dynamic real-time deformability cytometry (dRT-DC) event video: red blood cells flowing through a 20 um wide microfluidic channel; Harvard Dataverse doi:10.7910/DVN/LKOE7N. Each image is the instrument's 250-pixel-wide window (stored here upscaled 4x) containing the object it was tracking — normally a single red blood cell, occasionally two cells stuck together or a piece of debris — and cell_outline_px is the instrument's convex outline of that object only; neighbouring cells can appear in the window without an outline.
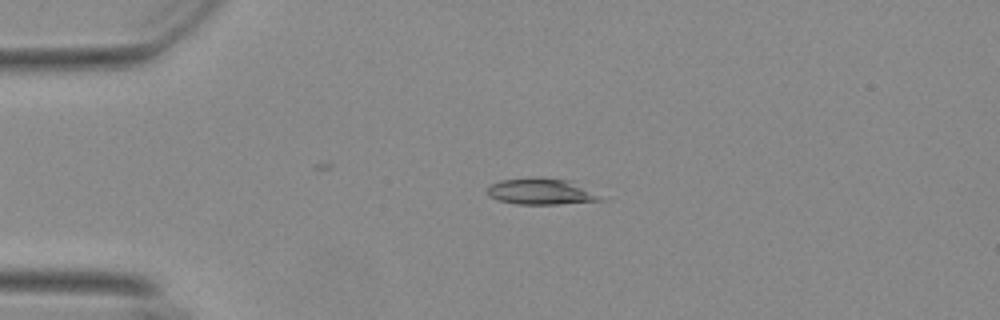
{"species": "Egyptian fruit bat (a non-hibernating species)", "species_latin": "Rousettus aegyptiacus", "temperature_condition": "warm", "stored_images_in_passage": 43, "camera_frame_rate_fps": 3000, "um_per_image_px": 0.085, "animal": {"sex": "female"}, "frame": {"image": 1, "passage_image": 1, "time_ms": 0.0, "image_size_px": [1000, 320], "cell_outline_px": [[608, 200], [560, 204], [516, 204], [500, 200], [488, 196], [488, 188], [492, 184], [500, 180], [532, 176], [544, 176], [572, 180]], "centroid_in_image_um": [46.03, 16.25], "position_along_channel_um": 39.0, "area_um2": 17.69}}
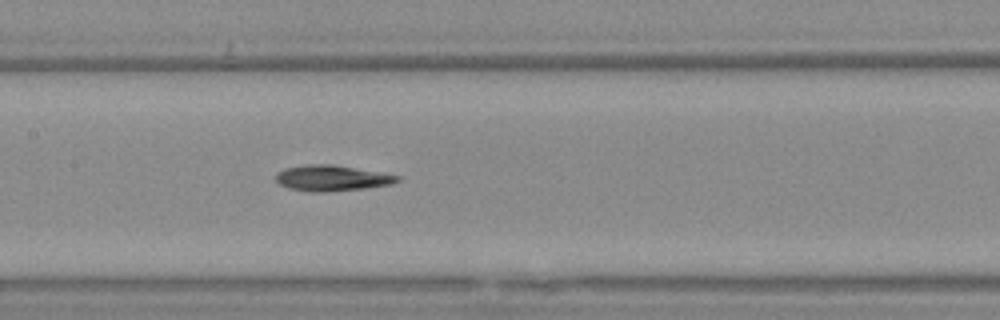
{"frame": {"image": 2, "passage_image": 15, "time_ms": 4.667, "image_size_px": [1000, 320], "cell_outline_px": [[400, 180], [392, 184], [364, 188], [324, 192], [312, 192], [288, 188], [280, 184], [276, 180], [276, 172], [284, 168], [304, 164], [332, 164], [400, 176]], "centroid_in_image_um": [28.16, 15.13], "position_along_channel_um": 179.2, "area_um2": 18.15}}
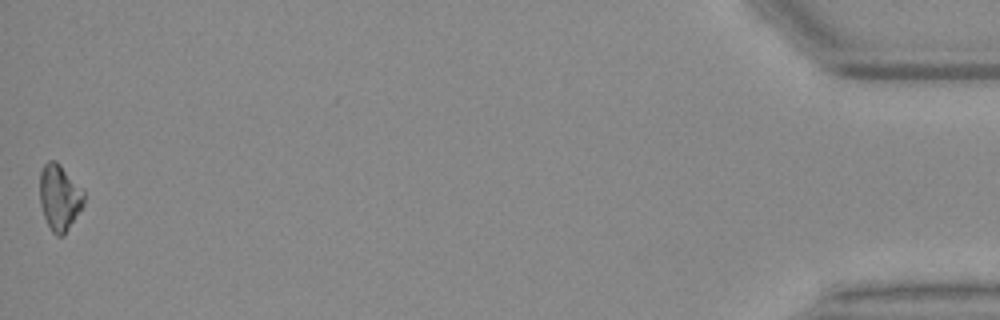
{"frame": {"image": 3, "passage_image": 43, "time_ms": 14.0, "image_size_px": [1000, 320], "cell_outline_px": [[84, 204], [64, 236], [56, 236], [52, 232], [44, 216], [40, 204], [40, 172], [44, 164], [48, 160], [56, 160], [84, 188]], "centroid_in_image_um": [5.07, 16.76], "position_along_channel_um": 430.1, "area_um2": 17.22}, "authors_computed_cell_mechanics": {"area_um2": 17.4556, "velocity_mm_per_s": 3.7153, "shape_relaxation_time_tau1_ms": 9.8497, "shape_relaxation_time_tau2_ms": null, "deformation_change_tau1": 0.1909, "deformation_change_tau2": null}}